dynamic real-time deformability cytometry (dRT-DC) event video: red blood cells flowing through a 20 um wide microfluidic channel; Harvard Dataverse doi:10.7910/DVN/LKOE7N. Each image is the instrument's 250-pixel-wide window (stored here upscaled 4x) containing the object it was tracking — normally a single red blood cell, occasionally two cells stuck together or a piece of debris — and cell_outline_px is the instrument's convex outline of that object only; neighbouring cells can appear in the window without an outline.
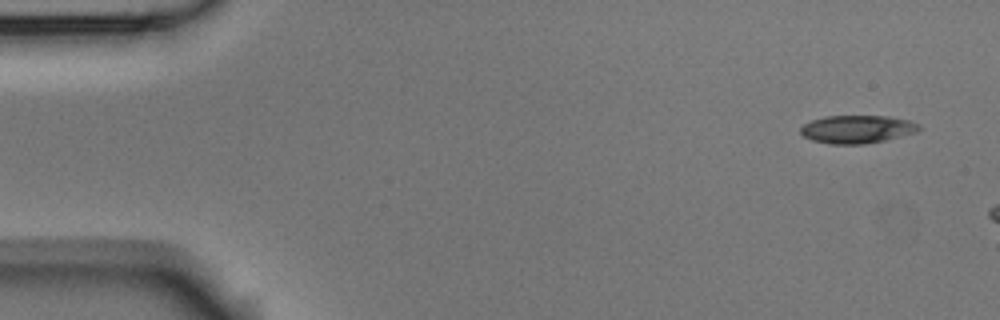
{"species": "Egyptian fruit bat (a non-hibernating species)", "species_latin": "Rousettus aegyptiacus", "temperature_condition": "room temperature", "stored_images_in_passage": 3, "camera_frame_rate_fps": 3000, "um_per_image_px": 0.085, "animal": {"sex": "male"}, "frame": {"image": 1, "passage_image": 1, "time_ms": 0.0, "image_size_px": [1000, 320], "cell_outline_px": [[920, 128], [916, 132], [884, 140], [864, 144], [828, 144], [812, 140], [804, 136], [800, 132], [800, 128], [804, 124], [812, 120], [824, 116], [888, 116], [908, 120], [920, 124]], "centroid_in_image_um": [72.83, 10.98], "position_along_channel_um": 12.2, "area_um2": 19.25}}